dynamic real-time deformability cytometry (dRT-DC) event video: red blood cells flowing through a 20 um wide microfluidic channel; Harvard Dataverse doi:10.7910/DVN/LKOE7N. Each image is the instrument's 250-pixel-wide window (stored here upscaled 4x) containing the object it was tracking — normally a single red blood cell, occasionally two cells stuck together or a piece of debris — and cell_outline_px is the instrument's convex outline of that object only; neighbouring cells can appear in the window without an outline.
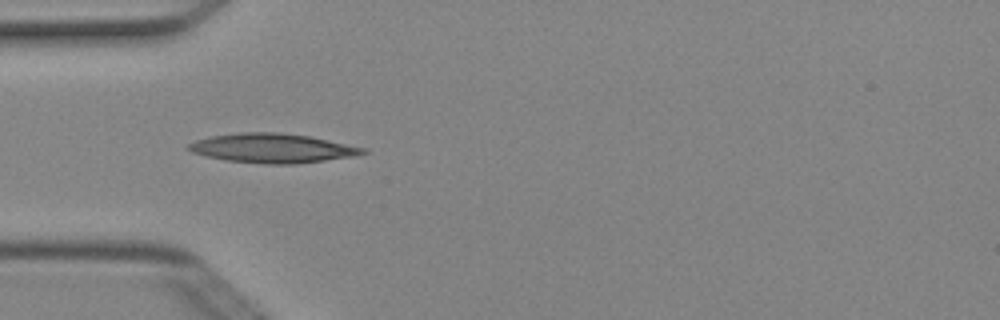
{"species": "Egyptian fruit bat (a non-hibernating species)", "species_latin": "Rousettus aegyptiacus", "temperature_condition": "cold", "stored_images_in_passage": 6, "camera_frame_rate_fps": 3000, "um_per_image_px": 0.085, "animal": {"sex": "female"}, "frame": {"image": 1, "passage_image": 3, "time_ms": 0.667, "image_size_px": [1000, 320], "cell_outline_px": [[368, 152], [356, 156], [292, 164], [264, 164], [228, 160], [204, 156], [192, 152], [184, 148], [188, 144], [196, 140], [212, 136], [240, 132], [280, 132], [308, 136], [328, 140], [364, 148]], "centroid_in_image_um": [23.11, 12.59], "position_along_channel_um": 61.9, "area_um2": 29.59}}
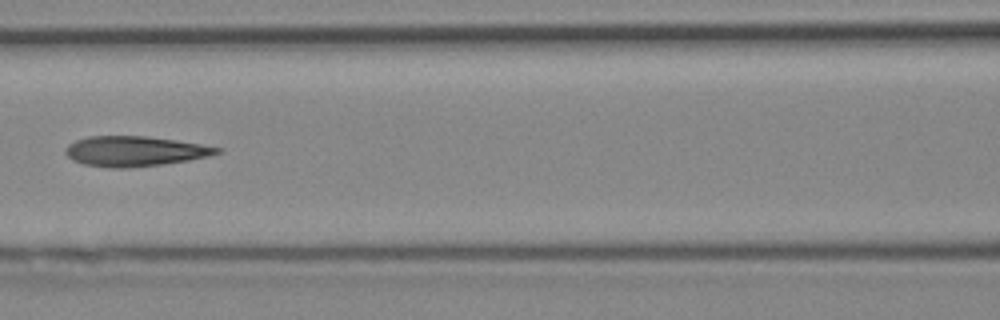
{"frame": {"image": 2, "passage_image": 5, "time_ms": 1.333, "image_size_px": [1000, 320], "cell_outline_px": [[224, 148], [220, 152], [208, 156], [188, 160], [164, 164], [124, 168], [108, 168], [84, 164], [72, 160], [64, 152], [64, 148], [68, 144], [76, 140], [88, 136], [148, 136], [176, 140]], "centroid_in_image_um": [11.43, 12.85], "position_along_channel_um": 155.2, "area_um2": 26.65}}
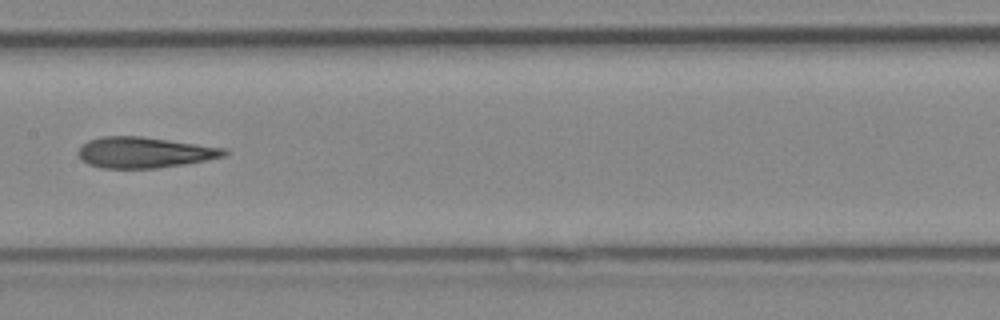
{"frame": {"image": 3, "passage_image": 6, "time_ms": 1.667, "image_size_px": [1000, 320], "cell_outline_px": [[228, 152], [224, 156], [184, 164], [160, 168], [100, 168], [88, 164], [80, 160], [76, 152], [88, 140], [100, 136], [140, 136], [228, 148]], "centroid_in_image_um": [12.24, 12.96], "position_along_channel_um": 195.2, "area_um2": 26.36}}